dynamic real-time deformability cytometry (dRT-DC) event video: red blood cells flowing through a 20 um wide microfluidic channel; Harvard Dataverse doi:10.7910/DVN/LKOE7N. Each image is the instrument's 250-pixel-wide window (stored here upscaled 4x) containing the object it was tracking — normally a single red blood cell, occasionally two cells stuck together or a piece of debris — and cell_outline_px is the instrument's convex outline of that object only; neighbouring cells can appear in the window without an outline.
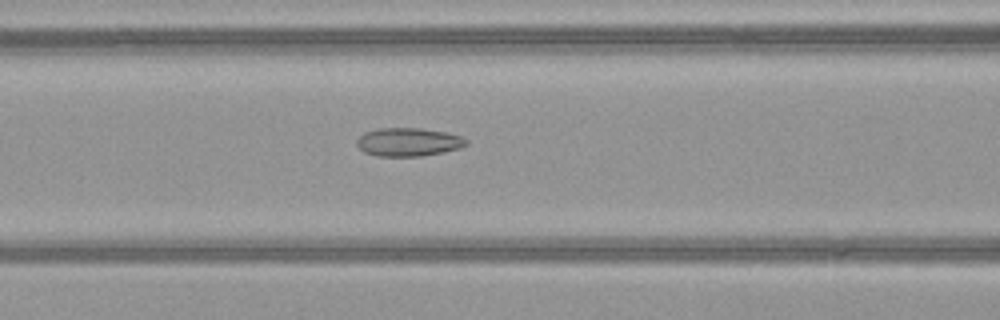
{"species": "common noctule bat (a hibernating species)", "species_latin": "Nyctalus noctula", "temperature_condition": "warm", "stored_images_in_passage": 40, "camera_frame_rate_fps": 3000, "um_per_image_px": 0.085, "animal": {"sex": "female", "body_mass_g": 21.9}, "frame": {"image": 1, "passage_image": 11, "time_ms": 3.333, "image_size_px": [1000, 320], "cell_outline_px": [[468, 144], [460, 148], [444, 152], [420, 156], [376, 156], [364, 152], [356, 144], [356, 140], [364, 132], [380, 128], [420, 128], [448, 132], [460, 136], [468, 140]], "centroid_in_image_um": [34.72, 12.07], "position_along_channel_um": 131.9, "area_um2": 18.21}}
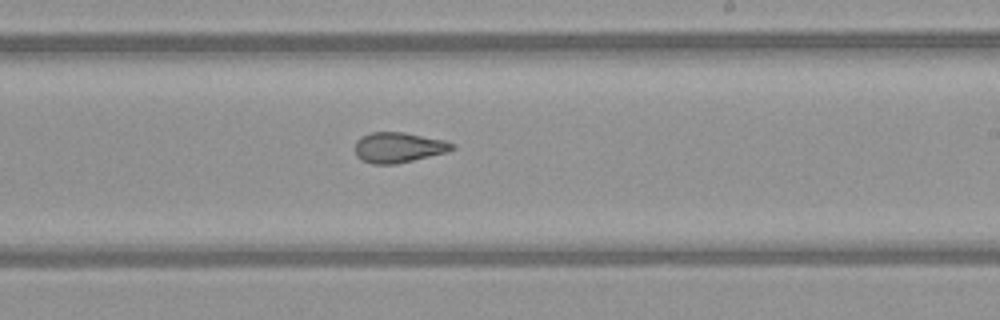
{"frame": {"image": 2, "passage_image": 20, "time_ms": 6.333, "image_size_px": [1000, 320], "cell_outline_px": [[456, 148], [448, 152], [396, 164], [372, 164], [360, 160], [356, 156], [356, 140], [360, 136], [372, 132], [404, 132], [444, 140], [456, 144]], "centroid_in_image_um": [33.88, 12.53], "position_along_channel_um": 255.1, "area_um2": 17.34}}
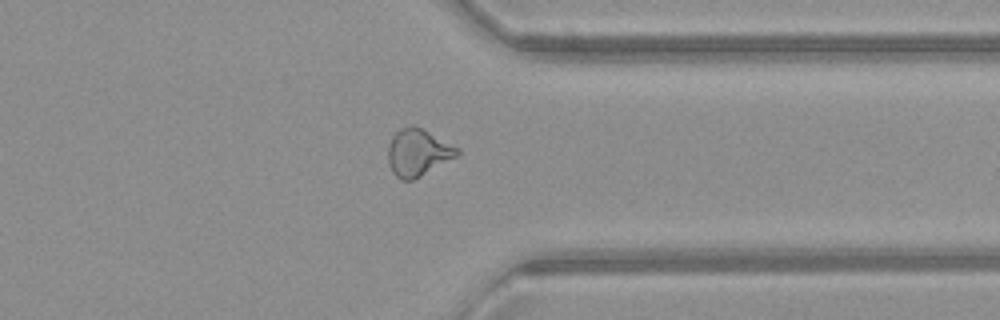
{"frame": {"image": 3, "passage_image": 29, "time_ms": 9.333, "image_size_px": [1000, 320], "cell_outline_px": [[460, 152], [456, 156], [420, 176], [412, 180], [400, 180], [392, 172], [388, 160], [388, 144], [392, 136], [400, 128], [412, 124], [460, 148]], "centroid_in_image_um": [35.49, 12.95], "position_along_channel_um": 375.9, "area_um2": 18.73}, "authors_computed_cell_mechanics": {"area_um2": 18.4382, "velocity_mm_per_s": 4.1087, "shape_relaxation_time_tau1_ms": null, "shape_relaxation_time_tau2_ms": 2.0986, "deformation_change_tau1": null, "deformation_change_tau2": 0.0986}}